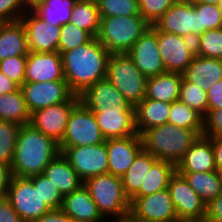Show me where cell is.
I'll use <instances>...</instances> for the list:
<instances>
[{
  "label": "cell",
  "instance_id": "1",
  "mask_svg": "<svg viewBox=\"0 0 222 222\" xmlns=\"http://www.w3.org/2000/svg\"><path fill=\"white\" fill-rule=\"evenodd\" d=\"M110 54L97 37L62 53L63 74L69 89L80 95L87 87L105 79Z\"/></svg>",
  "mask_w": 222,
  "mask_h": 222
},
{
  "label": "cell",
  "instance_id": "2",
  "mask_svg": "<svg viewBox=\"0 0 222 222\" xmlns=\"http://www.w3.org/2000/svg\"><path fill=\"white\" fill-rule=\"evenodd\" d=\"M60 153L59 143L30 124L20 127L11 173L16 177L42 174L45 167Z\"/></svg>",
  "mask_w": 222,
  "mask_h": 222
},
{
  "label": "cell",
  "instance_id": "3",
  "mask_svg": "<svg viewBox=\"0 0 222 222\" xmlns=\"http://www.w3.org/2000/svg\"><path fill=\"white\" fill-rule=\"evenodd\" d=\"M199 136L192 129L169 123L150 128L140 134L143 150L158 160L171 162L175 166Z\"/></svg>",
  "mask_w": 222,
  "mask_h": 222
},
{
  "label": "cell",
  "instance_id": "4",
  "mask_svg": "<svg viewBox=\"0 0 222 222\" xmlns=\"http://www.w3.org/2000/svg\"><path fill=\"white\" fill-rule=\"evenodd\" d=\"M151 25L141 15L100 17L97 39L111 53H127Z\"/></svg>",
  "mask_w": 222,
  "mask_h": 222
},
{
  "label": "cell",
  "instance_id": "5",
  "mask_svg": "<svg viewBox=\"0 0 222 222\" xmlns=\"http://www.w3.org/2000/svg\"><path fill=\"white\" fill-rule=\"evenodd\" d=\"M83 184L106 221L130 212V200L123 190L121 177L106 173L90 177Z\"/></svg>",
  "mask_w": 222,
  "mask_h": 222
},
{
  "label": "cell",
  "instance_id": "6",
  "mask_svg": "<svg viewBox=\"0 0 222 222\" xmlns=\"http://www.w3.org/2000/svg\"><path fill=\"white\" fill-rule=\"evenodd\" d=\"M106 79L133 107H136L145 98L147 78L134 65L132 58L127 53L109 55Z\"/></svg>",
  "mask_w": 222,
  "mask_h": 222
},
{
  "label": "cell",
  "instance_id": "7",
  "mask_svg": "<svg viewBox=\"0 0 222 222\" xmlns=\"http://www.w3.org/2000/svg\"><path fill=\"white\" fill-rule=\"evenodd\" d=\"M105 140L94 113L79 102L69 115L59 149L60 153H63L68 147L96 145Z\"/></svg>",
  "mask_w": 222,
  "mask_h": 222
},
{
  "label": "cell",
  "instance_id": "8",
  "mask_svg": "<svg viewBox=\"0 0 222 222\" xmlns=\"http://www.w3.org/2000/svg\"><path fill=\"white\" fill-rule=\"evenodd\" d=\"M4 196L24 222H32L51 209L42 200L39 185L28 177H11Z\"/></svg>",
  "mask_w": 222,
  "mask_h": 222
},
{
  "label": "cell",
  "instance_id": "9",
  "mask_svg": "<svg viewBox=\"0 0 222 222\" xmlns=\"http://www.w3.org/2000/svg\"><path fill=\"white\" fill-rule=\"evenodd\" d=\"M152 26L194 41L200 36L199 12L190 0H178Z\"/></svg>",
  "mask_w": 222,
  "mask_h": 222
},
{
  "label": "cell",
  "instance_id": "10",
  "mask_svg": "<svg viewBox=\"0 0 222 222\" xmlns=\"http://www.w3.org/2000/svg\"><path fill=\"white\" fill-rule=\"evenodd\" d=\"M168 190L174 203L178 221H201L206 217V204L177 171L171 176Z\"/></svg>",
  "mask_w": 222,
  "mask_h": 222
},
{
  "label": "cell",
  "instance_id": "11",
  "mask_svg": "<svg viewBox=\"0 0 222 222\" xmlns=\"http://www.w3.org/2000/svg\"><path fill=\"white\" fill-rule=\"evenodd\" d=\"M80 102L73 94L67 101L54 104L31 113L30 125L60 143L64 137L69 115Z\"/></svg>",
  "mask_w": 222,
  "mask_h": 222
},
{
  "label": "cell",
  "instance_id": "12",
  "mask_svg": "<svg viewBox=\"0 0 222 222\" xmlns=\"http://www.w3.org/2000/svg\"><path fill=\"white\" fill-rule=\"evenodd\" d=\"M79 98L92 112H135V107L106 78L87 87Z\"/></svg>",
  "mask_w": 222,
  "mask_h": 222
},
{
  "label": "cell",
  "instance_id": "13",
  "mask_svg": "<svg viewBox=\"0 0 222 222\" xmlns=\"http://www.w3.org/2000/svg\"><path fill=\"white\" fill-rule=\"evenodd\" d=\"M130 213L143 222H171L178 217L168 188L130 199Z\"/></svg>",
  "mask_w": 222,
  "mask_h": 222
},
{
  "label": "cell",
  "instance_id": "14",
  "mask_svg": "<svg viewBox=\"0 0 222 222\" xmlns=\"http://www.w3.org/2000/svg\"><path fill=\"white\" fill-rule=\"evenodd\" d=\"M62 154L83 182L90 177L108 173L106 140L96 145L68 147Z\"/></svg>",
  "mask_w": 222,
  "mask_h": 222
},
{
  "label": "cell",
  "instance_id": "15",
  "mask_svg": "<svg viewBox=\"0 0 222 222\" xmlns=\"http://www.w3.org/2000/svg\"><path fill=\"white\" fill-rule=\"evenodd\" d=\"M158 46L166 72L183 74L195 56L194 41L158 31Z\"/></svg>",
  "mask_w": 222,
  "mask_h": 222
},
{
  "label": "cell",
  "instance_id": "16",
  "mask_svg": "<svg viewBox=\"0 0 222 222\" xmlns=\"http://www.w3.org/2000/svg\"><path fill=\"white\" fill-rule=\"evenodd\" d=\"M127 54L146 78L166 72L158 46V31L153 26L136 40Z\"/></svg>",
  "mask_w": 222,
  "mask_h": 222
},
{
  "label": "cell",
  "instance_id": "17",
  "mask_svg": "<svg viewBox=\"0 0 222 222\" xmlns=\"http://www.w3.org/2000/svg\"><path fill=\"white\" fill-rule=\"evenodd\" d=\"M20 89L30 113L63 103L74 94L66 80L24 82Z\"/></svg>",
  "mask_w": 222,
  "mask_h": 222
},
{
  "label": "cell",
  "instance_id": "18",
  "mask_svg": "<svg viewBox=\"0 0 222 222\" xmlns=\"http://www.w3.org/2000/svg\"><path fill=\"white\" fill-rule=\"evenodd\" d=\"M20 20L26 30L28 51H58L61 26L43 21L32 9H29Z\"/></svg>",
  "mask_w": 222,
  "mask_h": 222
},
{
  "label": "cell",
  "instance_id": "19",
  "mask_svg": "<svg viewBox=\"0 0 222 222\" xmlns=\"http://www.w3.org/2000/svg\"><path fill=\"white\" fill-rule=\"evenodd\" d=\"M65 80L61 54L57 52H32L27 55L24 82Z\"/></svg>",
  "mask_w": 222,
  "mask_h": 222
},
{
  "label": "cell",
  "instance_id": "20",
  "mask_svg": "<svg viewBox=\"0 0 222 222\" xmlns=\"http://www.w3.org/2000/svg\"><path fill=\"white\" fill-rule=\"evenodd\" d=\"M108 173L123 176L143 149L139 134L126 138L106 139Z\"/></svg>",
  "mask_w": 222,
  "mask_h": 222
},
{
  "label": "cell",
  "instance_id": "21",
  "mask_svg": "<svg viewBox=\"0 0 222 222\" xmlns=\"http://www.w3.org/2000/svg\"><path fill=\"white\" fill-rule=\"evenodd\" d=\"M60 209L74 222H107L98 211L84 184L63 196Z\"/></svg>",
  "mask_w": 222,
  "mask_h": 222
},
{
  "label": "cell",
  "instance_id": "22",
  "mask_svg": "<svg viewBox=\"0 0 222 222\" xmlns=\"http://www.w3.org/2000/svg\"><path fill=\"white\" fill-rule=\"evenodd\" d=\"M216 170L212 141L203 135L196 139L176 165L177 172H209Z\"/></svg>",
  "mask_w": 222,
  "mask_h": 222
},
{
  "label": "cell",
  "instance_id": "23",
  "mask_svg": "<svg viewBox=\"0 0 222 222\" xmlns=\"http://www.w3.org/2000/svg\"><path fill=\"white\" fill-rule=\"evenodd\" d=\"M105 139L126 138L138 134L135 112H93Z\"/></svg>",
  "mask_w": 222,
  "mask_h": 222
},
{
  "label": "cell",
  "instance_id": "24",
  "mask_svg": "<svg viewBox=\"0 0 222 222\" xmlns=\"http://www.w3.org/2000/svg\"><path fill=\"white\" fill-rule=\"evenodd\" d=\"M182 75L187 81L207 92L222 79V60L195 55Z\"/></svg>",
  "mask_w": 222,
  "mask_h": 222
},
{
  "label": "cell",
  "instance_id": "25",
  "mask_svg": "<svg viewBox=\"0 0 222 222\" xmlns=\"http://www.w3.org/2000/svg\"><path fill=\"white\" fill-rule=\"evenodd\" d=\"M43 175L51 180L62 196L70 194L83 185L68 159L59 153L44 169Z\"/></svg>",
  "mask_w": 222,
  "mask_h": 222
},
{
  "label": "cell",
  "instance_id": "26",
  "mask_svg": "<svg viewBox=\"0 0 222 222\" xmlns=\"http://www.w3.org/2000/svg\"><path fill=\"white\" fill-rule=\"evenodd\" d=\"M27 34L21 20L0 24V61L13 56H27Z\"/></svg>",
  "mask_w": 222,
  "mask_h": 222
},
{
  "label": "cell",
  "instance_id": "27",
  "mask_svg": "<svg viewBox=\"0 0 222 222\" xmlns=\"http://www.w3.org/2000/svg\"><path fill=\"white\" fill-rule=\"evenodd\" d=\"M183 75L164 72L155 77L147 78L145 97L165 103L178 101Z\"/></svg>",
  "mask_w": 222,
  "mask_h": 222
},
{
  "label": "cell",
  "instance_id": "28",
  "mask_svg": "<svg viewBox=\"0 0 222 222\" xmlns=\"http://www.w3.org/2000/svg\"><path fill=\"white\" fill-rule=\"evenodd\" d=\"M171 104L144 98L135 107L136 130L140 135L150 128L168 123Z\"/></svg>",
  "mask_w": 222,
  "mask_h": 222
},
{
  "label": "cell",
  "instance_id": "29",
  "mask_svg": "<svg viewBox=\"0 0 222 222\" xmlns=\"http://www.w3.org/2000/svg\"><path fill=\"white\" fill-rule=\"evenodd\" d=\"M207 205L222 193V180L218 171L178 172Z\"/></svg>",
  "mask_w": 222,
  "mask_h": 222
},
{
  "label": "cell",
  "instance_id": "30",
  "mask_svg": "<svg viewBox=\"0 0 222 222\" xmlns=\"http://www.w3.org/2000/svg\"><path fill=\"white\" fill-rule=\"evenodd\" d=\"M157 160L151 153L142 149L126 173L121 176L123 190L129 200L139 191L144 176Z\"/></svg>",
  "mask_w": 222,
  "mask_h": 222
},
{
  "label": "cell",
  "instance_id": "31",
  "mask_svg": "<svg viewBox=\"0 0 222 222\" xmlns=\"http://www.w3.org/2000/svg\"><path fill=\"white\" fill-rule=\"evenodd\" d=\"M176 166L168 161L157 160L144 176L139 191L134 196H147L168 188Z\"/></svg>",
  "mask_w": 222,
  "mask_h": 222
},
{
  "label": "cell",
  "instance_id": "32",
  "mask_svg": "<svg viewBox=\"0 0 222 222\" xmlns=\"http://www.w3.org/2000/svg\"><path fill=\"white\" fill-rule=\"evenodd\" d=\"M77 0H42L31 8L43 21L54 26L68 24Z\"/></svg>",
  "mask_w": 222,
  "mask_h": 222
},
{
  "label": "cell",
  "instance_id": "33",
  "mask_svg": "<svg viewBox=\"0 0 222 222\" xmlns=\"http://www.w3.org/2000/svg\"><path fill=\"white\" fill-rule=\"evenodd\" d=\"M31 113L26 105L21 89L0 94V120L14 122L19 125L29 124Z\"/></svg>",
  "mask_w": 222,
  "mask_h": 222
},
{
  "label": "cell",
  "instance_id": "34",
  "mask_svg": "<svg viewBox=\"0 0 222 222\" xmlns=\"http://www.w3.org/2000/svg\"><path fill=\"white\" fill-rule=\"evenodd\" d=\"M97 37L100 29V15L96 0H77L72 8L70 22Z\"/></svg>",
  "mask_w": 222,
  "mask_h": 222
},
{
  "label": "cell",
  "instance_id": "35",
  "mask_svg": "<svg viewBox=\"0 0 222 222\" xmlns=\"http://www.w3.org/2000/svg\"><path fill=\"white\" fill-rule=\"evenodd\" d=\"M168 123L196 131L200 136L203 133V116L188 105L176 101L171 103Z\"/></svg>",
  "mask_w": 222,
  "mask_h": 222
},
{
  "label": "cell",
  "instance_id": "36",
  "mask_svg": "<svg viewBox=\"0 0 222 222\" xmlns=\"http://www.w3.org/2000/svg\"><path fill=\"white\" fill-rule=\"evenodd\" d=\"M195 55L222 60V28L206 30L194 40Z\"/></svg>",
  "mask_w": 222,
  "mask_h": 222
},
{
  "label": "cell",
  "instance_id": "37",
  "mask_svg": "<svg viewBox=\"0 0 222 222\" xmlns=\"http://www.w3.org/2000/svg\"><path fill=\"white\" fill-rule=\"evenodd\" d=\"M178 101L196 110L203 117L208 112L207 93L196 84L187 81L184 77L180 85Z\"/></svg>",
  "mask_w": 222,
  "mask_h": 222
},
{
  "label": "cell",
  "instance_id": "38",
  "mask_svg": "<svg viewBox=\"0 0 222 222\" xmlns=\"http://www.w3.org/2000/svg\"><path fill=\"white\" fill-rule=\"evenodd\" d=\"M21 125L0 120V164L11 167Z\"/></svg>",
  "mask_w": 222,
  "mask_h": 222
},
{
  "label": "cell",
  "instance_id": "39",
  "mask_svg": "<svg viewBox=\"0 0 222 222\" xmlns=\"http://www.w3.org/2000/svg\"><path fill=\"white\" fill-rule=\"evenodd\" d=\"M93 37L85 30L74 24L68 23L61 26L60 38L58 42V52L60 54L75 49L89 42Z\"/></svg>",
  "mask_w": 222,
  "mask_h": 222
},
{
  "label": "cell",
  "instance_id": "40",
  "mask_svg": "<svg viewBox=\"0 0 222 222\" xmlns=\"http://www.w3.org/2000/svg\"><path fill=\"white\" fill-rule=\"evenodd\" d=\"M100 17L140 15L138 0H96Z\"/></svg>",
  "mask_w": 222,
  "mask_h": 222
},
{
  "label": "cell",
  "instance_id": "41",
  "mask_svg": "<svg viewBox=\"0 0 222 222\" xmlns=\"http://www.w3.org/2000/svg\"><path fill=\"white\" fill-rule=\"evenodd\" d=\"M34 185H39L40 195L42 200L50 209H60L63 196L51 180L43 174L33 175L28 177Z\"/></svg>",
  "mask_w": 222,
  "mask_h": 222
},
{
  "label": "cell",
  "instance_id": "42",
  "mask_svg": "<svg viewBox=\"0 0 222 222\" xmlns=\"http://www.w3.org/2000/svg\"><path fill=\"white\" fill-rule=\"evenodd\" d=\"M199 12L200 35L206 30L222 28V13L218 5L193 3Z\"/></svg>",
  "mask_w": 222,
  "mask_h": 222
},
{
  "label": "cell",
  "instance_id": "43",
  "mask_svg": "<svg viewBox=\"0 0 222 222\" xmlns=\"http://www.w3.org/2000/svg\"><path fill=\"white\" fill-rule=\"evenodd\" d=\"M178 0H138L140 15L152 26Z\"/></svg>",
  "mask_w": 222,
  "mask_h": 222
},
{
  "label": "cell",
  "instance_id": "44",
  "mask_svg": "<svg viewBox=\"0 0 222 222\" xmlns=\"http://www.w3.org/2000/svg\"><path fill=\"white\" fill-rule=\"evenodd\" d=\"M27 56H13L0 61V71L21 86L25 79Z\"/></svg>",
  "mask_w": 222,
  "mask_h": 222
},
{
  "label": "cell",
  "instance_id": "45",
  "mask_svg": "<svg viewBox=\"0 0 222 222\" xmlns=\"http://www.w3.org/2000/svg\"><path fill=\"white\" fill-rule=\"evenodd\" d=\"M28 10L22 0H0V24L18 21Z\"/></svg>",
  "mask_w": 222,
  "mask_h": 222
},
{
  "label": "cell",
  "instance_id": "46",
  "mask_svg": "<svg viewBox=\"0 0 222 222\" xmlns=\"http://www.w3.org/2000/svg\"><path fill=\"white\" fill-rule=\"evenodd\" d=\"M203 136L214 137L222 135V108L208 109L203 117Z\"/></svg>",
  "mask_w": 222,
  "mask_h": 222
},
{
  "label": "cell",
  "instance_id": "47",
  "mask_svg": "<svg viewBox=\"0 0 222 222\" xmlns=\"http://www.w3.org/2000/svg\"><path fill=\"white\" fill-rule=\"evenodd\" d=\"M0 222H24L4 195H0Z\"/></svg>",
  "mask_w": 222,
  "mask_h": 222
},
{
  "label": "cell",
  "instance_id": "48",
  "mask_svg": "<svg viewBox=\"0 0 222 222\" xmlns=\"http://www.w3.org/2000/svg\"><path fill=\"white\" fill-rule=\"evenodd\" d=\"M208 222H222V193L206 205V217Z\"/></svg>",
  "mask_w": 222,
  "mask_h": 222
},
{
  "label": "cell",
  "instance_id": "49",
  "mask_svg": "<svg viewBox=\"0 0 222 222\" xmlns=\"http://www.w3.org/2000/svg\"><path fill=\"white\" fill-rule=\"evenodd\" d=\"M207 93L208 109L222 108V79L212 85Z\"/></svg>",
  "mask_w": 222,
  "mask_h": 222
},
{
  "label": "cell",
  "instance_id": "50",
  "mask_svg": "<svg viewBox=\"0 0 222 222\" xmlns=\"http://www.w3.org/2000/svg\"><path fill=\"white\" fill-rule=\"evenodd\" d=\"M32 222H74L66 213L61 209H51L38 219Z\"/></svg>",
  "mask_w": 222,
  "mask_h": 222
},
{
  "label": "cell",
  "instance_id": "51",
  "mask_svg": "<svg viewBox=\"0 0 222 222\" xmlns=\"http://www.w3.org/2000/svg\"><path fill=\"white\" fill-rule=\"evenodd\" d=\"M208 138H210L212 141V147L214 150L215 166L218 171L220 168H222V135L208 137Z\"/></svg>",
  "mask_w": 222,
  "mask_h": 222
},
{
  "label": "cell",
  "instance_id": "52",
  "mask_svg": "<svg viewBox=\"0 0 222 222\" xmlns=\"http://www.w3.org/2000/svg\"><path fill=\"white\" fill-rule=\"evenodd\" d=\"M20 89V86L9 79L3 72L0 71V94L15 92Z\"/></svg>",
  "mask_w": 222,
  "mask_h": 222
},
{
  "label": "cell",
  "instance_id": "53",
  "mask_svg": "<svg viewBox=\"0 0 222 222\" xmlns=\"http://www.w3.org/2000/svg\"><path fill=\"white\" fill-rule=\"evenodd\" d=\"M12 177L11 168L0 164V195H4Z\"/></svg>",
  "mask_w": 222,
  "mask_h": 222
},
{
  "label": "cell",
  "instance_id": "54",
  "mask_svg": "<svg viewBox=\"0 0 222 222\" xmlns=\"http://www.w3.org/2000/svg\"><path fill=\"white\" fill-rule=\"evenodd\" d=\"M109 222H143V221L140 219H137L129 212L128 214L110 219Z\"/></svg>",
  "mask_w": 222,
  "mask_h": 222
},
{
  "label": "cell",
  "instance_id": "55",
  "mask_svg": "<svg viewBox=\"0 0 222 222\" xmlns=\"http://www.w3.org/2000/svg\"><path fill=\"white\" fill-rule=\"evenodd\" d=\"M39 1H42V0H22V2L24 3V5H25L28 9L33 8Z\"/></svg>",
  "mask_w": 222,
  "mask_h": 222
},
{
  "label": "cell",
  "instance_id": "56",
  "mask_svg": "<svg viewBox=\"0 0 222 222\" xmlns=\"http://www.w3.org/2000/svg\"><path fill=\"white\" fill-rule=\"evenodd\" d=\"M192 3H205L218 5L219 0H190Z\"/></svg>",
  "mask_w": 222,
  "mask_h": 222
},
{
  "label": "cell",
  "instance_id": "57",
  "mask_svg": "<svg viewBox=\"0 0 222 222\" xmlns=\"http://www.w3.org/2000/svg\"><path fill=\"white\" fill-rule=\"evenodd\" d=\"M218 8L220 9L221 13H222V0H219L218 2Z\"/></svg>",
  "mask_w": 222,
  "mask_h": 222
},
{
  "label": "cell",
  "instance_id": "58",
  "mask_svg": "<svg viewBox=\"0 0 222 222\" xmlns=\"http://www.w3.org/2000/svg\"><path fill=\"white\" fill-rule=\"evenodd\" d=\"M218 173H219L220 179L222 180V168H220V169L218 170Z\"/></svg>",
  "mask_w": 222,
  "mask_h": 222
},
{
  "label": "cell",
  "instance_id": "59",
  "mask_svg": "<svg viewBox=\"0 0 222 222\" xmlns=\"http://www.w3.org/2000/svg\"><path fill=\"white\" fill-rule=\"evenodd\" d=\"M189 222H208L207 220H201V221H189Z\"/></svg>",
  "mask_w": 222,
  "mask_h": 222
}]
</instances>
